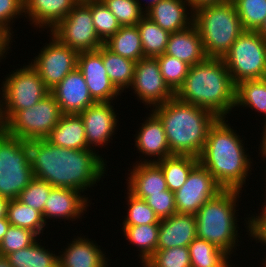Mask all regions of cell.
Returning a JSON list of instances; mask_svg holds the SVG:
<instances>
[{
	"mask_svg": "<svg viewBox=\"0 0 266 267\" xmlns=\"http://www.w3.org/2000/svg\"><path fill=\"white\" fill-rule=\"evenodd\" d=\"M223 188L209 171L199 162L190 172L184 185L174 192L177 213L195 215Z\"/></svg>",
	"mask_w": 266,
	"mask_h": 267,
	"instance_id": "13",
	"label": "cell"
},
{
	"mask_svg": "<svg viewBox=\"0 0 266 267\" xmlns=\"http://www.w3.org/2000/svg\"><path fill=\"white\" fill-rule=\"evenodd\" d=\"M255 240H259L262 245H266V228L255 238Z\"/></svg>",
	"mask_w": 266,
	"mask_h": 267,
	"instance_id": "53",
	"label": "cell"
},
{
	"mask_svg": "<svg viewBox=\"0 0 266 267\" xmlns=\"http://www.w3.org/2000/svg\"><path fill=\"white\" fill-rule=\"evenodd\" d=\"M37 239V235L29 229L9 226L0 243V255L8 254L24 249L32 245Z\"/></svg>",
	"mask_w": 266,
	"mask_h": 267,
	"instance_id": "43",
	"label": "cell"
},
{
	"mask_svg": "<svg viewBox=\"0 0 266 267\" xmlns=\"http://www.w3.org/2000/svg\"><path fill=\"white\" fill-rule=\"evenodd\" d=\"M12 267H59V256L44 249L36 240L32 245L7 255Z\"/></svg>",
	"mask_w": 266,
	"mask_h": 267,
	"instance_id": "30",
	"label": "cell"
},
{
	"mask_svg": "<svg viewBox=\"0 0 266 267\" xmlns=\"http://www.w3.org/2000/svg\"><path fill=\"white\" fill-rule=\"evenodd\" d=\"M245 31H256L266 19V0H232Z\"/></svg>",
	"mask_w": 266,
	"mask_h": 267,
	"instance_id": "36",
	"label": "cell"
},
{
	"mask_svg": "<svg viewBox=\"0 0 266 267\" xmlns=\"http://www.w3.org/2000/svg\"><path fill=\"white\" fill-rule=\"evenodd\" d=\"M87 199L73 188L53 187L45 203L42 215L44 222L53 217L66 220L80 218L88 206Z\"/></svg>",
	"mask_w": 266,
	"mask_h": 267,
	"instance_id": "19",
	"label": "cell"
},
{
	"mask_svg": "<svg viewBox=\"0 0 266 267\" xmlns=\"http://www.w3.org/2000/svg\"><path fill=\"white\" fill-rule=\"evenodd\" d=\"M65 248L59 256V267H106L107 261L103 251L90 241L78 237Z\"/></svg>",
	"mask_w": 266,
	"mask_h": 267,
	"instance_id": "25",
	"label": "cell"
},
{
	"mask_svg": "<svg viewBox=\"0 0 266 267\" xmlns=\"http://www.w3.org/2000/svg\"><path fill=\"white\" fill-rule=\"evenodd\" d=\"M192 14L208 58H222L245 31L232 0L198 8Z\"/></svg>",
	"mask_w": 266,
	"mask_h": 267,
	"instance_id": "6",
	"label": "cell"
},
{
	"mask_svg": "<svg viewBox=\"0 0 266 267\" xmlns=\"http://www.w3.org/2000/svg\"><path fill=\"white\" fill-rule=\"evenodd\" d=\"M9 203V199L0 197V218L7 217V206Z\"/></svg>",
	"mask_w": 266,
	"mask_h": 267,
	"instance_id": "50",
	"label": "cell"
},
{
	"mask_svg": "<svg viewBox=\"0 0 266 267\" xmlns=\"http://www.w3.org/2000/svg\"><path fill=\"white\" fill-rule=\"evenodd\" d=\"M221 59L235 85L266 78V40L256 31H244Z\"/></svg>",
	"mask_w": 266,
	"mask_h": 267,
	"instance_id": "8",
	"label": "cell"
},
{
	"mask_svg": "<svg viewBox=\"0 0 266 267\" xmlns=\"http://www.w3.org/2000/svg\"><path fill=\"white\" fill-rule=\"evenodd\" d=\"M81 0H24V13L37 27L52 31Z\"/></svg>",
	"mask_w": 266,
	"mask_h": 267,
	"instance_id": "20",
	"label": "cell"
},
{
	"mask_svg": "<svg viewBox=\"0 0 266 267\" xmlns=\"http://www.w3.org/2000/svg\"><path fill=\"white\" fill-rule=\"evenodd\" d=\"M135 142L137 149L143 155L157 157L152 161L151 159L149 161L145 159L143 162H158L171 156L163 123L154 112L142 123Z\"/></svg>",
	"mask_w": 266,
	"mask_h": 267,
	"instance_id": "22",
	"label": "cell"
},
{
	"mask_svg": "<svg viewBox=\"0 0 266 267\" xmlns=\"http://www.w3.org/2000/svg\"><path fill=\"white\" fill-rule=\"evenodd\" d=\"M91 14L95 31L103 42L121 28L116 17L101 0H91Z\"/></svg>",
	"mask_w": 266,
	"mask_h": 267,
	"instance_id": "39",
	"label": "cell"
},
{
	"mask_svg": "<svg viewBox=\"0 0 266 267\" xmlns=\"http://www.w3.org/2000/svg\"><path fill=\"white\" fill-rule=\"evenodd\" d=\"M11 37L12 36L0 26V60L2 59L1 57L4 56L6 50H9Z\"/></svg>",
	"mask_w": 266,
	"mask_h": 267,
	"instance_id": "48",
	"label": "cell"
},
{
	"mask_svg": "<svg viewBox=\"0 0 266 267\" xmlns=\"http://www.w3.org/2000/svg\"><path fill=\"white\" fill-rule=\"evenodd\" d=\"M263 136H262V140H266V119H265V124H264V128H263Z\"/></svg>",
	"mask_w": 266,
	"mask_h": 267,
	"instance_id": "56",
	"label": "cell"
},
{
	"mask_svg": "<svg viewBox=\"0 0 266 267\" xmlns=\"http://www.w3.org/2000/svg\"><path fill=\"white\" fill-rule=\"evenodd\" d=\"M104 46L114 54L138 62L144 58L140 32L137 25L121 28L105 42Z\"/></svg>",
	"mask_w": 266,
	"mask_h": 267,
	"instance_id": "27",
	"label": "cell"
},
{
	"mask_svg": "<svg viewBox=\"0 0 266 267\" xmlns=\"http://www.w3.org/2000/svg\"><path fill=\"white\" fill-rule=\"evenodd\" d=\"M145 202L154 210L159 220L168 218L177 213L174 192L163 191V194H151L146 197Z\"/></svg>",
	"mask_w": 266,
	"mask_h": 267,
	"instance_id": "44",
	"label": "cell"
},
{
	"mask_svg": "<svg viewBox=\"0 0 266 267\" xmlns=\"http://www.w3.org/2000/svg\"><path fill=\"white\" fill-rule=\"evenodd\" d=\"M30 64L38 71L44 85L51 91L78 64V52L62 44L55 36Z\"/></svg>",
	"mask_w": 266,
	"mask_h": 267,
	"instance_id": "12",
	"label": "cell"
},
{
	"mask_svg": "<svg viewBox=\"0 0 266 267\" xmlns=\"http://www.w3.org/2000/svg\"><path fill=\"white\" fill-rule=\"evenodd\" d=\"M28 143L33 176L53 187L84 192L104 176L105 160L93 149L62 148L46 139L30 140Z\"/></svg>",
	"mask_w": 266,
	"mask_h": 267,
	"instance_id": "1",
	"label": "cell"
},
{
	"mask_svg": "<svg viewBox=\"0 0 266 267\" xmlns=\"http://www.w3.org/2000/svg\"><path fill=\"white\" fill-rule=\"evenodd\" d=\"M188 248L191 267H226L230 263L225 251L204 239L196 237Z\"/></svg>",
	"mask_w": 266,
	"mask_h": 267,
	"instance_id": "31",
	"label": "cell"
},
{
	"mask_svg": "<svg viewBox=\"0 0 266 267\" xmlns=\"http://www.w3.org/2000/svg\"><path fill=\"white\" fill-rule=\"evenodd\" d=\"M145 267H191L189 248L173 247L156 250L144 263Z\"/></svg>",
	"mask_w": 266,
	"mask_h": 267,
	"instance_id": "40",
	"label": "cell"
},
{
	"mask_svg": "<svg viewBox=\"0 0 266 267\" xmlns=\"http://www.w3.org/2000/svg\"><path fill=\"white\" fill-rule=\"evenodd\" d=\"M140 32L144 58L162 55L166 51L171 33L144 16L137 24Z\"/></svg>",
	"mask_w": 266,
	"mask_h": 267,
	"instance_id": "32",
	"label": "cell"
},
{
	"mask_svg": "<svg viewBox=\"0 0 266 267\" xmlns=\"http://www.w3.org/2000/svg\"><path fill=\"white\" fill-rule=\"evenodd\" d=\"M62 113L50 92L35 105L16 112L4 125L3 130L21 140L45 139L57 126Z\"/></svg>",
	"mask_w": 266,
	"mask_h": 267,
	"instance_id": "10",
	"label": "cell"
},
{
	"mask_svg": "<svg viewBox=\"0 0 266 267\" xmlns=\"http://www.w3.org/2000/svg\"><path fill=\"white\" fill-rule=\"evenodd\" d=\"M239 105L255 109L266 117V78L239 82L236 85L235 106Z\"/></svg>",
	"mask_w": 266,
	"mask_h": 267,
	"instance_id": "33",
	"label": "cell"
},
{
	"mask_svg": "<svg viewBox=\"0 0 266 267\" xmlns=\"http://www.w3.org/2000/svg\"><path fill=\"white\" fill-rule=\"evenodd\" d=\"M240 190L223 189L195 214L197 237L232 254L238 241L236 202Z\"/></svg>",
	"mask_w": 266,
	"mask_h": 267,
	"instance_id": "5",
	"label": "cell"
},
{
	"mask_svg": "<svg viewBox=\"0 0 266 267\" xmlns=\"http://www.w3.org/2000/svg\"><path fill=\"white\" fill-rule=\"evenodd\" d=\"M51 33L78 53L94 51L104 45L94 28L91 0H81Z\"/></svg>",
	"mask_w": 266,
	"mask_h": 267,
	"instance_id": "11",
	"label": "cell"
},
{
	"mask_svg": "<svg viewBox=\"0 0 266 267\" xmlns=\"http://www.w3.org/2000/svg\"><path fill=\"white\" fill-rule=\"evenodd\" d=\"M52 188L53 186L48 182L34 177L17 199L43 215L45 203Z\"/></svg>",
	"mask_w": 266,
	"mask_h": 267,
	"instance_id": "42",
	"label": "cell"
},
{
	"mask_svg": "<svg viewBox=\"0 0 266 267\" xmlns=\"http://www.w3.org/2000/svg\"><path fill=\"white\" fill-rule=\"evenodd\" d=\"M112 12L121 26H134L144 16L145 11L139 0H101Z\"/></svg>",
	"mask_w": 266,
	"mask_h": 267,
	"instance_id": "38",
	"label": "cell"
},
{
	"mask_svg": "<svg viewBox=\"0 0 266 267\" xmlns=\"http://www.w3.org/2000/svg\"><path fill=\"white\" fill-rule=\"evenodd\" d=\"M236 85L221 58H207L189 67L188 74L175 97L185 103L225 118L235 107Z\"/></svg>",
	"mask_w": 266,
	"mask_h": 267,
	"instance_id": "2",
	"label": "cell"
},
{
	"mask_svg": "<svg viewBox=\"0 0 266 267\" xmlns=\"http://www.w3.org/2000/svg\"><path fill=\"white\" fill-rule=\"evenodd\" d=\"M3 131V122L1 119V113H0V133Z\"/></svg>",
	"mask_w": 266,
	"mask_h": 267,
	"instance_id": "57",
	"label": "cell"
},
{
	"mask_svg": "<svg viewBox=\"0 0 266 267\" xmlns=\"http://www.w3.org/2000/svg\"><path fill=\"white\" fill-rule=\"evenodd\" d=\"M187 3V0H160L145 12V16L169 33L181 31L193 24V14L188 17L186 11Z\"/></svg>",
	"mask_w": 266,
	"mask_h": 267,
	"instance_id": "24",
	"label": "cell"
},
{
	"mask_svg": "<svg viewBox=\"0 0 266 267\" xmlns=\"http://www.w3.org/2000/svg\"><path fill=\"white\" fill-rule=\"evenodd\" d=\"M50 92L55 97L62 114H79L96 103L78 68L68 73Z\"/></svg>",
	"mask_w": 266,
	"mask_h": 267,
	"instance_id": "16",
	"label": "cell"
},
{
	"mask_svg": "<svg viewBox=\"0 0 266 267\" xmlns=\"http://www.w3.org/2000/svg\"><path fill=\"white\" fill-rule=\"evenodd\" d=\"M51 144L69 149H88L80 114H62L57 126L45 138Z\"/></svg>",
	"mask_w": 266,
	"mask_h": 267,
	"instance_id": "26",
	"label": "cell"
},
{
	"mask_svg": "<svg viewBox=\"0 0 266 267\" xmlns=\"http://www.w3.org/2000/svg\"><path fill=\"white\" fill-rule=\"evenodd\" d=\"M226 122L218 118L210 127L199 162L223 189L241 190L252 162L243 140Z\"/></svg>",
	"mask_w": 266,
	"mask_h": 267,
	"instance_id": "3",
	"label": "cell"
},
{
	"mask_svg": "<svg viewBox=\"0 0 266 267\" xmlns=\"http://www.w3.org/2000/svg\"><path fill=\"white\" fill-rule=\"evenodd\" d=\"M266 200V199H265ZM266 201L263 203L262 212L258 216H252L247 219L248 220V232L251 234L250 236L256 238L265 228H266Z\"/></svg>",
	"mask_w": 266,
	"mask_h": 267,
	"instance_id": "46",
	"label": "cell"
},
{
	"mask_svg": "<svg viewBox=\"0 0 266 267\" xmlns=\"http://www.w3.org/2000/svg\"><path fill=\"white\" fill-rule=\"evenodd\" d=\"M155 58L158 61L160 72L166 84L176 93L182 86L190 66L182 60L165 53Z\"/></svg>",
	"mask_w": 266,
	"mask_h": 267,
	"instance_id": "37",
	"label": "cell"
},
{
	"mask_svg": "<svg viewBox=\"0 0 266 267\" xmlns=\"http://www.w3.org/2000/svg\"><path fill=\"white\" fill-rule=\"evenodd\" d=\"M261 142L262 143H260V146H259V147H261L260 153L263 156V158H266V140H262ZM265 191H266V189H265Z\"/></svg>",
	"mask_w": 266,
	"mask_h": 267,
	"instance_id": "54",
	"label": "cell"
},
{
	"mask_svg": "<svg viewBox=\"0 0 266 267\" xmlns=\"http://www.w3.org/2000/svg\"><path fill=\"white\" fill-rule=\"evenodd\" d=\"M103 64L110 81L121 93L132 85L136 62L114 54L102 45Z\"/></svg>",
	"mask_w": 266,
	"mask_h": 267,
	"instance_id": "29",
	"label": "cell"
},
{
	"mask_svg": "<svg viewBox=\"0 0 266 267\" xmlns=\"http://www.w3.org/2000/svg\"><path fill=\"white\" fill-rule=\"evenodd\" d=\"M190 7L191 13H193L198 8L209 6V5H215V4H221L223 2H227L229 0H187ZM193 11V12H192Z\"/></svg>",
	"mask_w": 266,
	"mask_h": 267,
	"instance_id": "47",
	"label": "cell"
},
{
	"mask_svg": "<svg viewBox=\"0 0 266 267\" xmlns=\"http://www.w3.org/2000/svg\"><path fill=\"white\" fill-rule=\"evenodd\" d=\"M34 178L28 141L0 133V197L17 199Z\"/></svg>",
	"mask_w": 266,
	"mask_h": 267,
	"instance_id": "7",
	"label": "cell"
},
{
	"mask_svg": "<svg viewBox=\"0 0 266 267\" xmlns=\"http://www.w3.org/2000/svg\"><path fill=\"white\" fill-rule=\"evenodd\" d=\"M159 1H160V0H150V2L148 3L147 7L144 8V9H146L145 12H146L149 8H151L154 4H156L157 2H159Z\"/></svg>",
	"mask_w": 266,
	"mask_h": 267,
	"instance_id": "55",
	"label": "cell"
},
{
	"mask_svg": "<svg viewBox=\"0 0 266 267\" xmlns=\"http://www.w3.org/2000/svg\"><path fill=\"white\" fill-rule=\"evenodd\" d=\"M152 109L163 123L171 155L199 158L209 129L218 118L210 111L176 97Z\"/></svg>",
	"mask_w": 266,
	"mask_h": 267,
	"instance_id": "4",
	"label": "cell"
},
{
	"mask_svg": "<svg viewBox=\"0 0 266 267\" xmlns=\"http://www.w3.org/2000/svg\"><path fill=\"white\" fill-rule=\"evenodd\" d=\"M165 54L178 58L189 66L202 63L208 58L204 52L200 34L194 24L170 34Z\"/></svg>",
	"mask_w": 266,
	"mask_h": 267,
	"instance_id": "21",
	"label": "cell"
},
{
	"mask_svg": "<svg viewBox=\"0 0 266 267\" xmlns=\"http://www.w3.org/2000/svg\"><path fill=\"white\" fill-rule=\"evenodd\" d=\"M131 87L142 103L152 105L153 108L175 97L160 72L157 59L153 57L136 62Z\"/></svg>",
	"mask_w": 266,
	"mask_h": 267,
	"instance_id": "14",
	"label": "cell"
},
{
	"mask_svg": "<svg viewBox=\"0 0 266 267\" xmlns=\"http://www.w3.org/2000/svg\"><path fill=\"white\" fill-rule=\"evenodd\" d=\"M156 163L164 174L168 190L175 192L184 185L191 170L199 163V158L190 155H171Z\"/></svg>",
	"mask_w": 266,
	"mask_h": 267,
	"instance_id": "28",
	"label": "cell"
},
{
	"mask_svg": "<svg viewBox=\"0 0 266 267\" xmlns=\"http://www.w3.org/2000/svg\"><path fill=\"white\" fill-rule=\"evenodd\" d=\"M77 68L82 72L89 93L95 102H111L120 95L104 67L102 46L94 51L80 52Z\"/></svg>",
	"mask_w": 266,
	"mask_h": 267,
	"instance_id": "15",
	"label": "cell"
},
{
	"mask_svg": "<svg viewBox=\"0 0 266 267\" xmlns=\"http://www.w3.org/2000/svg\"><path fill=\"white\" fill-rule=\"evenodd\" d=\"M140 162L133 166L128 177V191L140 199H145L151 194H163V191L168 190L160 166L156 162Z\"/></svg>",
	"mask_w": 266,
	"mask_h": 267,
	"instance_id": "23",
	"label": "cell"
},
{
	"mask_svg": "<svg viewBox=\"0 0 266 267\" xmlns=\"http://www.w3.org/2000/svg\"><path fill=\"white\" fill-rule=\"evenodd\" d=\"M24 13V0H0V26L10 35V22ZM17 15V16H16Z\"/></svg>",
	"mask_w": 266,
	"mask_h": 267,
	"instance_id": "45",
	"label": "cell"
},
{
	"mask_svg": "<svg viewBox=\"0 0 266 267\" xmlns=\"http://www.w3.org/2000/svg\"><path fill=\"white\" fill-rule=\"evenodd\" d=\"M256 32L264 39L266 40V19L263 21L261 26L256 30Z\"/></svg>",
	"mask_w": 266,
	"mask_h": 267,
	"instance_id": "51",
	"label": "cell"
},
{
	"mask_svg": "<svg viewBox=\"0 0 266 267\" xmlns=\"http://www.w3.org/2000/svg\"><path fill=\"white\" fill-rule=\"evenodd\" d=\"M122 230L127 240L139 248L141 263L144 264L156 251L159 224L123 226Z\"/></svg>",
	"mask_w": 266,
	"mask_h": 267,
	"instance_id": "34",
	"label": "cell"
},
{
	"mask_svg": "<svg viewBox=\"0 0 266 267\" xmlns=\"http://www.w3.org/2000/svg\"><path fill=\"white\" fill-rule=\"evenodd\" d=\"M79 114L84 123L88 149L93 145V148L106 145L118 122L111 102H96Z\"/></svg>",
	"mask_w": 266,
	"mask_h": 267,
	"instance_id": "17",
	"label": "cell"
},
{
	"mask_svg": "<svg viewBox=\"0 0 266 267\" xmlns=\"http://www.w3.org/2000/svg\"><path fill=\"white\" fill-rule=\"evenodd\" d=\"M196 237L195 215L175 213L168 218L160 220L156 250L188 247Z\"/></svg>",
	"mask_w": 266,
	"mask_h": 267,
	"instance_id": "18",
	"label": "cell"
},
{
	"mask_svg": "<svg viewBox=\"0 0 266 267\" xmlns=\"http://www.w3.org/2000/svg\"><path fill=\"white\" fill-rule=\"evenodd\" d=\"M128 197V215L125 218L124 226H136L144 224H159L160 220L154 213V210L145 202L130 192L127 193Z\"/></svg>",
	"mask_w": 266,
	"mask_h": 267,
	"instance_id": "41",
	"label": "cell"
},
{
	"mask_svg": "<svg viewBox=\"0 0 266 267\" xmlns=\"http://www.w3.org/2000/svg\"><path fill=\"white\" fill-rule=\"evenodd\" d=\"M7 219L11 226L29 229L39 236L46 223L43 220L42 214L25 205L18 199L9 200L7 206Z\"/></svg>",
	"mask_w": 266,
	"mask_h": 267,
	"instance_id": "35",
	"label": "cell"
},
{
	"mask_svg": "<svg viewBox=\"0 0 266 267\" xmlns=\"http://www.w3.org/2000/svg\"><path fill=\"white\" fill-rule=\"evenodd\" d=\"M3 81L0 113L3 125L19 110L27 109L50 93L38 71L29 63Z\"/></svg>",
	"mask_w": 266,
	"mask_h": 267,
	"instance_id": "9",
	"label": "cell"
},
{
	"mask_svg": "<svg viewBox=\"0 0 266 267\" xmlns=\"http://www.w3.org/2000/svg\"><path fill=\"white\" fill-rule=\"evenodd\" d=\"M10 223L6 218H0V243L5 235V233L7 232V229L9 228Z\"/></svg>",
	"mask_w": 266,
	"mask_h": 267,
	"instance_id": "49",
	"label": "cell"
},
{
	"mask_svg": "<svg viewBox=\"0 0 266 267\" xmlns=\"http://www.w3.org/2000/svg\"><path fill=\"white\" fill-rule=\"evenodd\" d=\"M0 267H12L7 256L0 255Z\"/></svg>",
	"mask_w": 266,
	"mask_h": 267,
	"instance_id": "52",
	"label": "cell"
}]
</instances>
